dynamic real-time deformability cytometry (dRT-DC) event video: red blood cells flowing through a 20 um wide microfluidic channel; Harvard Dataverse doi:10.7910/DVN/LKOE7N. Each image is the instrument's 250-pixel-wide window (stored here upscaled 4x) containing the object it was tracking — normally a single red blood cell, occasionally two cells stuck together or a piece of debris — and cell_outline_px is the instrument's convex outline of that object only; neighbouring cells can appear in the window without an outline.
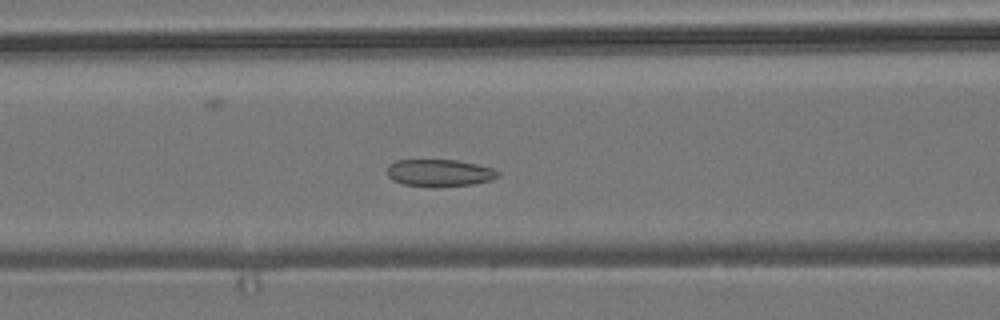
{"species": "common noctule bat (a hibernating species)", "species_latin": "Nyctalus noctula", "temperature_condition": "room temperature", "stored_images_in_passage": 44, "camera_frame_rate_fps": 3000, "um_per_image_px": 0.085, "animal": {"sex": "male", "body_mass_g": 19.2, "forearm_length_mm": 51.8}, "frame": {"image": 1, "passage_image": 17, "time_ms": 5.333, "image_size_px": [1000, 320], "cell_outline_px": [[500, 176], [492, 180], [472, 184], [432, 188], [404, 184], [392, 180], [388, 176], [388, 168], [396, 160], [456, 160], [476, 164], [492, 168], [500, 172]], "centroid_in_image_um": [37.38, 14.71], "position_along_channel_um": 129.2, "area_um2": 17.63}}
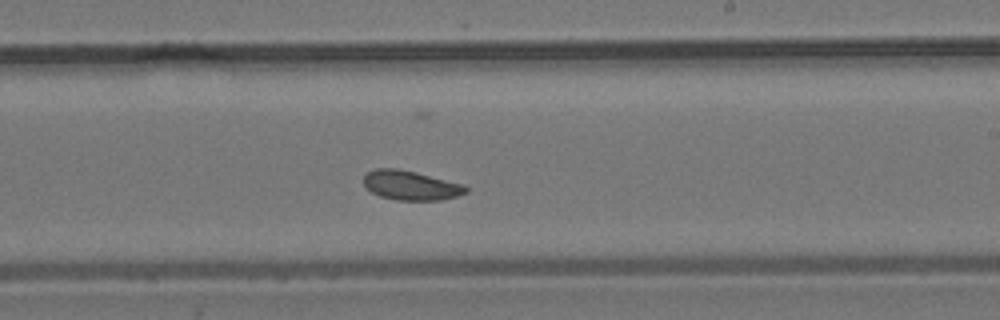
{"frame": {"image": 2, "passage_image": 27, "time_ms": 8.667, "image_size_px": [1000, 320], "cell_outline_px": [[468, 192], [456, 196], [440, 200], [396, 200], [380, 196], [372, 192], [364, 184], [364, 176], [368, 172], [376, 168], [396, 168], [416, 172], [464, 184], [468, 188]], "centroid_in_image_um": [34.93, 15.75], "position_along_channel_um": 254.1, "area_um2": 17.46}}
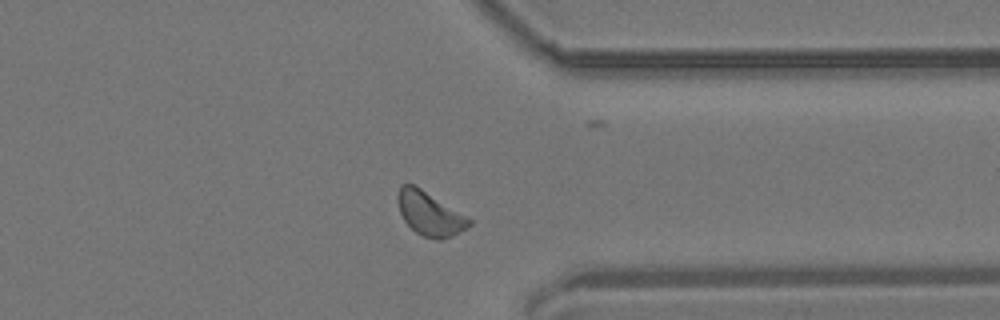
{"frame": {"image": 3, "passage_image": 37, "time_ms": 12.0, "image_size_px": [1000, 320], "cell_outline_px": [[472, 224], [468, 228], [452, 236], [440, 240], [436, 240], [424, 236], [416, 232], [404, 220], [400, 212], [396, 200], [396, 196], [400, 184], [416, 184], [472, 220]], "centroid_in_image_um": [36.51, 18.14], "position_along_channel_um": 374.9, "area_um2": 18.38}, "authors_computed_cell_mechanics": {"area_um2": 17.8891, "velocity_mm_per_s": 3.7497, "shape_relaxation_time_tau1_ms": 3.3932, "shape_relaxation_time_tau2_ms": 3.4569, "deformation_change_tau1": 0.0698, "deformation_change_tau2": 0.049}}